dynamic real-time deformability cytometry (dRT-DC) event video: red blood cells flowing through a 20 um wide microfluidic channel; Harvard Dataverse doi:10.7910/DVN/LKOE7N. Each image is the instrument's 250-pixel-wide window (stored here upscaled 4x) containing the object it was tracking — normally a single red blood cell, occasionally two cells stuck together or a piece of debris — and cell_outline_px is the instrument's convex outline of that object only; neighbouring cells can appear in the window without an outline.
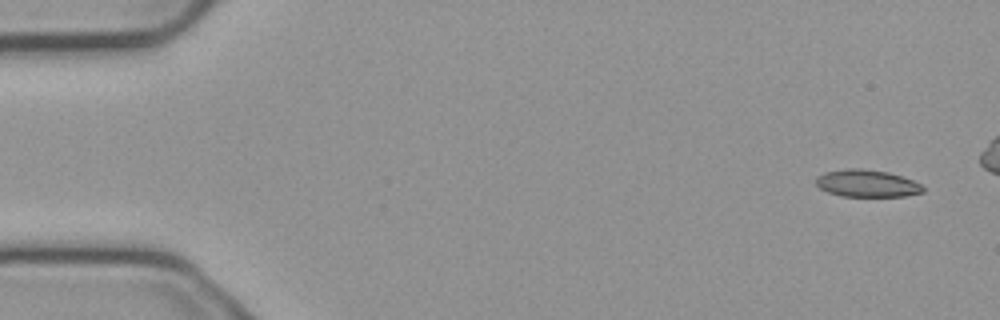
{"species": "common noctule bat (a hibernating species)", "species_latin": "Nyctalus noctula", "temperature_condition": "cold", "stored_images_in_passage": 6, "camera_frame_rate_fps": 3000, "um_per_image_px": 0.085, "animal": {"sex": "male", "body_mass_g": 23.1, "forearm_length_mm": 52.7}, "frame": {"image": 1, "passage_image": 1, "time_ms": 0.0, "image_size_px": [1000, 320], "cell_outline_px": [[924, 192], [904, 196], [840, 196], [828, 192], [820, 188], [816, 184], [816, 176], [824, 172], [848, 168], [860, 168], [888, 172], [912, 180], [920, 184], [924, 188]], "centroid_in_image_um": [73.66, 15.58], "position_along_channel_um": 11.3, "area_um2": 16.94}}
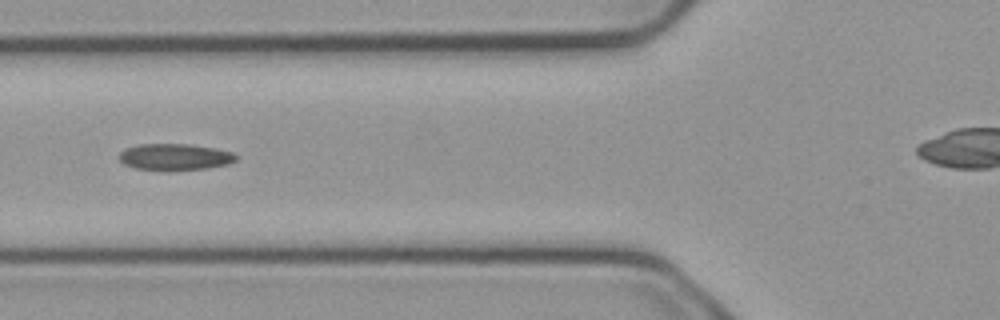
{"frame": {"image": 2, "passage_image": 6, "time_ms": 1.667, "image_size_px": [1000, 320], "cell_outline_px": [[236, 160], [228, 164], [208, 168], [168, 172], [136, 168], [124, 164], [120, 160], [120, 152], [128, 148], [140, 144], [188, 144], [212, 148], [232, 152], [236, 156]], "centroid_in_image_um": [14.86, 13.37], "position_along_channel_um": 110.9, "area_um2": 18.15}}